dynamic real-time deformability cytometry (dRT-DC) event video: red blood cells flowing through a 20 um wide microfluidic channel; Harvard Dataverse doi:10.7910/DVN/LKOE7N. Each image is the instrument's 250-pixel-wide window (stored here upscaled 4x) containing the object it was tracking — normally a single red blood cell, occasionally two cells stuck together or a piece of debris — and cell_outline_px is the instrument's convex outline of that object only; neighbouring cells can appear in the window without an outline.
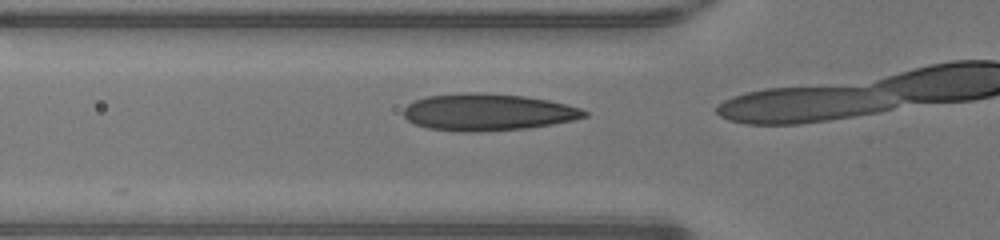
{"species": "human", "species_latin": "Homo sapiens", "temperature_condition": "warm", "stored_images_in_passage": 12, "camera_frame_rate_fps": 3000, "um_per_image_px": 0.085, "donor": {"sex": "male"}, "frame": {"image": 1, "passage_image": 10, "time_ms": 3.0, "image_size_px": [1000, 240], "cell_outline_px": [[588, 116], [572, 120], [552, 124], [528, 128], [476, 132], [460, 132], [428, 128], [416, 124], [408, 120], [404, 116], [404, 108], [408, 104], [416, 100], [428, 96], [476, 92], [484, 92], [524, 96], [548, 100], [568, 104], [580, 108], [588, 112]], "centroid_in_image_um": [41.48, 9.54], "position_along_channel_um": 84.3, "area_um2": 38.84}}